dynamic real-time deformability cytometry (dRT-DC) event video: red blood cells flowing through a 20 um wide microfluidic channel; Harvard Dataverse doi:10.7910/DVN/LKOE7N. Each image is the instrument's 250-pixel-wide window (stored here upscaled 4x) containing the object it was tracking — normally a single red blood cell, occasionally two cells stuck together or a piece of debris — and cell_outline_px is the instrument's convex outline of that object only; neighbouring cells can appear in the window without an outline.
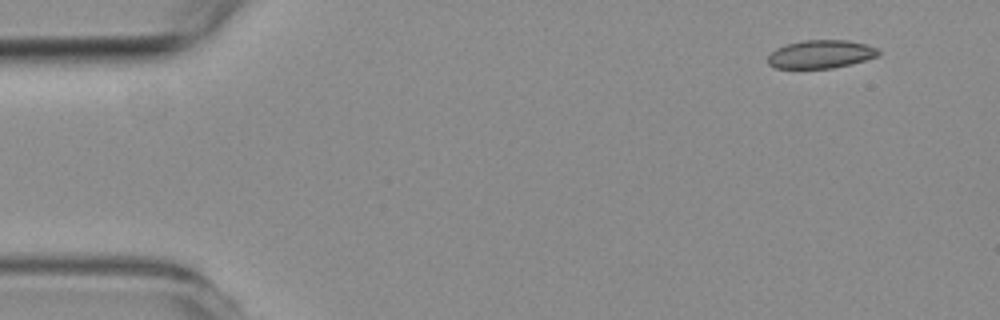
{"species": "common noctule bat (a hibernating species)", "species_latin": "Nyctalus noctula", "temperature_condition": "room temperature", "stored_images_in_passage": 4, "camera_frame_rate_fps": 3000, "um_per_image_px": 0.085, "animal": {"sex": "female", "body_mass_g": 19.3, "forearm_length_mm": 54.1}, "frame": {"image": 1, "passage_image": 1, "time_ms": 0.0, "image_size_px": [1000, 320], "cell_outline_px": [[880, 56], [832, 68], [776, 68], [768, 64], [768, 56], [776, 48], [784, 44], [804, 40], [848, 40], [868, 44], [876, 48], [880, 52]], "centroid_in_image_um": [69.77, 4.59], "position_along_channel_um": 15.2, "area_um2": 18.21}}
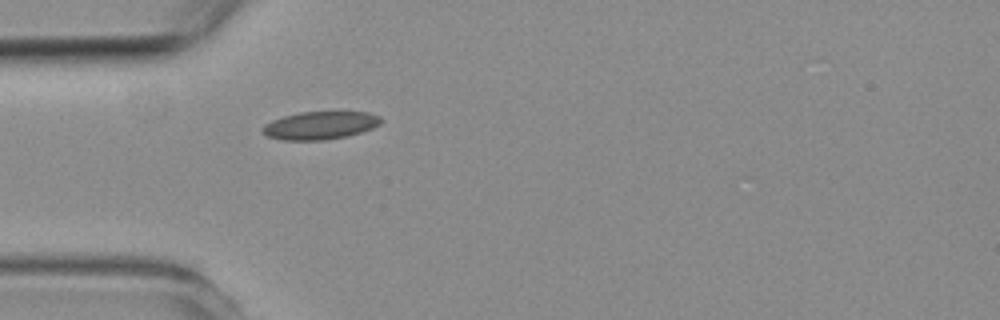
{"frame": {"image": 2, "passage_image": 4, "time_ms": 3.667, "image_size_px": [1000, 320], "cell_outline_px": [[384, 120], [380, 124], [372, 128], [360, 132], [344, 136], [324, 140], [280, 140], [268, 136], [260, 128], [264, 124], [272, 120], [284, 116], [300, 112], [368, 112], [380, 116]], "centroid_in_image_um": [27.21, 10.65], "position_along_channel_um": 57.8, "area_um2": 19.19}}